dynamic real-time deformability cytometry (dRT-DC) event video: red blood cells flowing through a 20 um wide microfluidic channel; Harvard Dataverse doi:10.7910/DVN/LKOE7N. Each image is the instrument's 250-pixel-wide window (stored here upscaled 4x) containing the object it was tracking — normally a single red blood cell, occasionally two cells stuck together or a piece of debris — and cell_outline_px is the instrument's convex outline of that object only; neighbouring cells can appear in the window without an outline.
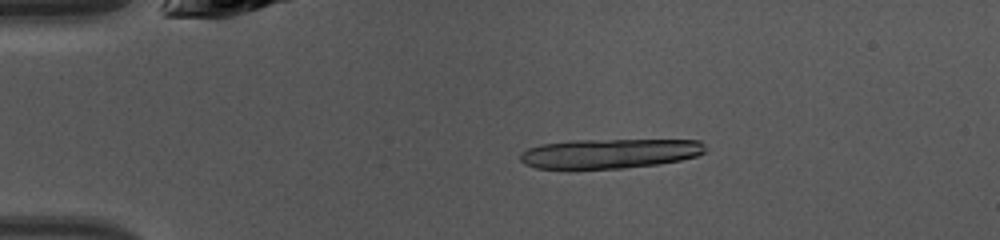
{"species": "common noctule bat (a hibernating species)", "species_latin": "Nyctalus noctula", "temperature_condition": "warm", "stored_images_in_passage": 45, "segment_of_instrument_passage": [1, 2], "camera_frame_rate_fps": 3000, "um_per_image_px": 0.085, "animal": {"sex": "female", "body_mass_g": 10.0, "forearm_length_mm": 53.1}, "frame": {"image": 1, "passage_image": 9, "time_ms": 2.667, "image_size_px": [1000, 240], "cell_outline_px": [[708, 148], [704, 152], [696, 156], [680, 160], [660, 164], [624, 168], [572, 172], [536, 168], [524, 164], [520, 160], [520, 152], [528, 148], [544, 144], [576, 140], [700, 140]], "centroid_in_image_um": [51.74, 13.1], "position_along_channel_um": 33.3, "area_um2": 33.12}}